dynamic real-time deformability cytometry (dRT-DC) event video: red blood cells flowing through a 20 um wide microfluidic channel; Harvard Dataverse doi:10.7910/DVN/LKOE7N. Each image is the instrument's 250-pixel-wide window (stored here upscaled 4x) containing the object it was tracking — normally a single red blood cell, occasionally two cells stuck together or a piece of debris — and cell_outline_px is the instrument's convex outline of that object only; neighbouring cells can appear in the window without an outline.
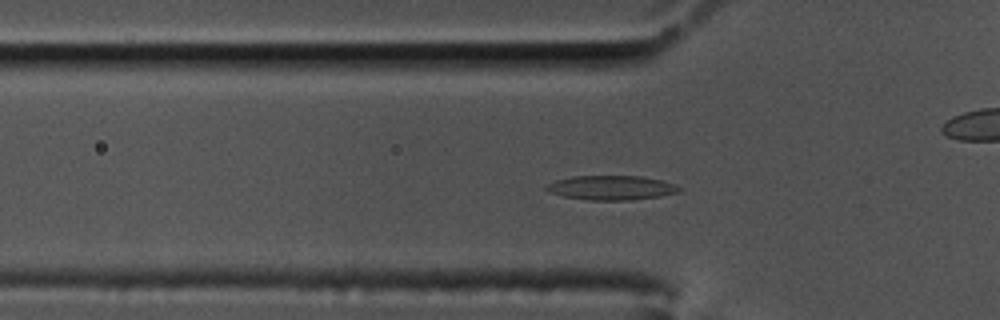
{"species": "common noctule bat (a hibernating species)", "species_latin": "Nyctalus noctula", "temperature_condition": "cold", "stored_images_in_passage": 55, "segment_of_instrument_passage": [1, 2], "camera_frame_rate_fps": 3000, "um_per_image_px": 0.085, "animal": {"sex": "male", "body_mass_g": 17.5, "forearm_length_mm": 52.3}, "frame": {"image": 1, "passage_image": 15, "time_ms": 4.667, "image_size_px": [1000, 320], "cell_outline_px": [[684, 188], [680, 192], [660, 196], [632, 200], [588, 200], [564, 196], [548, 192], [544, 188], [544, 184], [556, 180], [572, 176], [640, 176], [660, 180], [676, 184]], "centroid_in_image_um": [51.96, 15.96], "position_along_channel_um": 73.8, "area_um2": 19.07}}
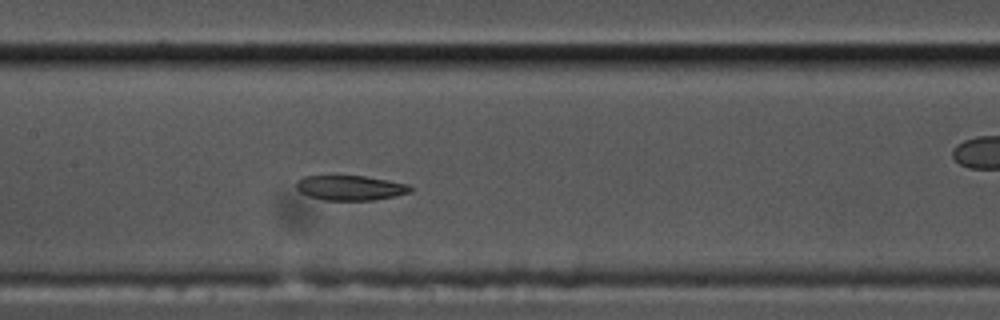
{"frame": {"image": 2, "passage_image": 24, "time_ms": 7.667, "image_size_px": [1000, 320], "cell_outline_px": [[412, 192], [396, 196], [372, 200], [324, 200], [308, 196], [300, 192], [296, 188], [296, 184], [304, 176], [364, 176], [388, 180], [408, 184], [412, 188]], "centroid_in_image_um": [29.8, 15.97], "position_along_channel_um": 177.6, "area_um2": 16.47}}
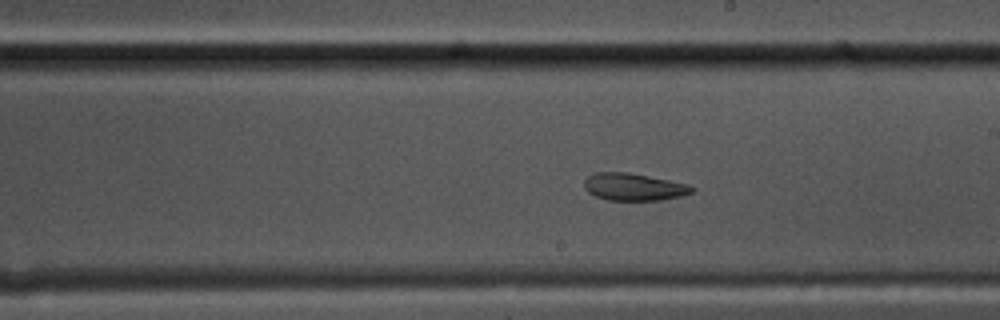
{"frame": {"image": 3, "passage_image": 29, "time_ms": 9.333, "image_size_px": [1000, 320], "cell_outline_px": [[696, 188], [692, 192], [680, 196], [660, 200], [608, 200], [596, 196], [588, 192], [584, 188], [584, 180], [588, 176], [596, 172], [628, 172], [688, 184]], "centroid_in_image_um": [53.85, 15.88], "position_along_channel_um": 235.1, "area_um2": 17.05}}